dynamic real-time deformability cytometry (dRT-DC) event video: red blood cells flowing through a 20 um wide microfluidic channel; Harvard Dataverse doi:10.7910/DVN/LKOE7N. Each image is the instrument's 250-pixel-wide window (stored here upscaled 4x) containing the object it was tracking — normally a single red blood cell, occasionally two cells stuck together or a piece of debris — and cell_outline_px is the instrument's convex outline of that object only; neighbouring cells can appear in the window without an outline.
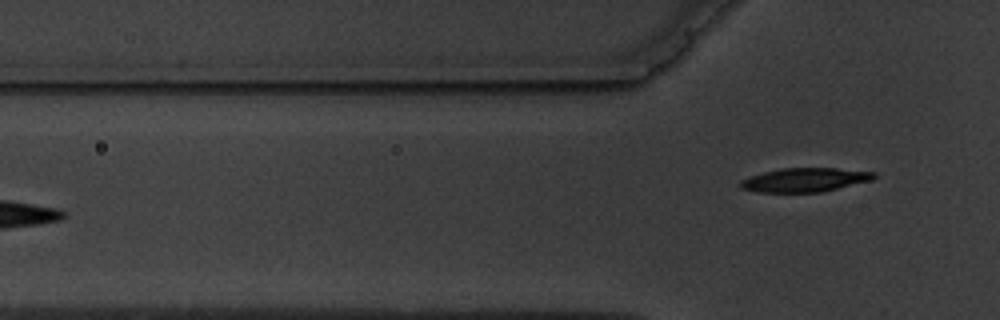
{"species": "common noctule bat (a hibernating species)", "species_latin": "Nyctalus noctula", "temperature_condition": "warm", "stored_images_in_passage": 5, "camera_frame_rate_fps": 3000, "um_per_image_px": 0.085, "animal": {"sex": "male", "body_mass_g": 19.5, "forearm_length_mm": 54.6}, "frame": {"image": 1, "passage_image": 5, "time_ms": 4.667, "image_size_px": [1000, 320], "cell_outline_px": [[876, 176], [872, 180], [820, 192], [756, 192], [740, 188], [740, 180], [764, 172], [780, 168], [836, 168], [876, 172]], "centroid_in_image_um": [68.41, 15.29], "position_along_channel_um": 57.4, "area_um2": 18.5}}